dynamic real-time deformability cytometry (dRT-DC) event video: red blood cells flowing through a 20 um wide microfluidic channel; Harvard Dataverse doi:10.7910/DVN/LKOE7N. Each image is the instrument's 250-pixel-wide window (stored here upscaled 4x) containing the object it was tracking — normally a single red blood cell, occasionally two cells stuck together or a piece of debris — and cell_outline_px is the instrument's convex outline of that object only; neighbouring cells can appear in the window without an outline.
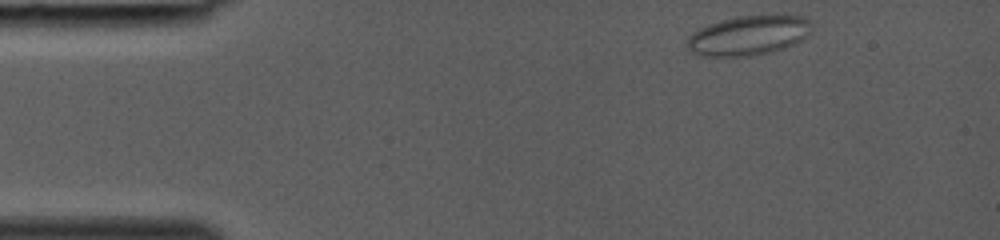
{"species": "common noctule bat (a hibernating species)", "species_latin": "Nyctalus noctula", "temperature_condition": "room temperature", "stored_images_in_passage": 35, "camera_frame_rate_fps": 3000, "um_per_image_px": 0.085, "animal": {"sex": "female", "body_mass_g": 19.0, "forearm_length_mm": 53.3}, "frame": {"image": 1, "passage_image": 1, "time_ms": 0.0, "image_size_px": [1000, 240], "cell_outline_px": [[808, 36], [784, 48], [772, 52], [752, 56], [704, 56], [692, 52], [688, 48], [688, 36], [692, 32], [708, 24], [720, 20], [736, 16], [804, 16], [808, 20]], "centroid_in_image_um": [63.57, 3.02], "position_along_channel_um": 21.4, "area_um2": 28.38}}
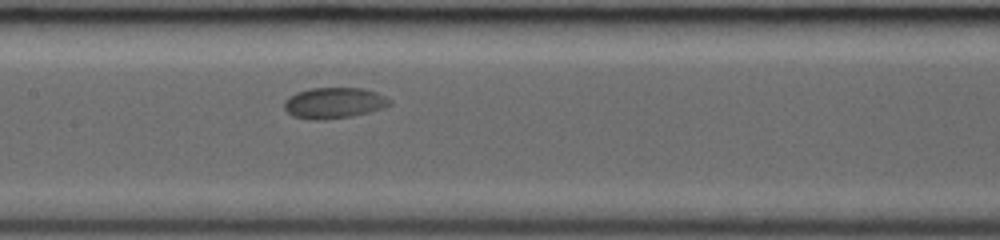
{"frame": {"image": 2, "passage_image": 16, "time_ms": 5.0, "image_size_px": [1000, 240], "cell_outline_px": [[392, 104], [384, 108], [352, 116], [324, 120], [316, 120], [292, 116], [284, 108], [284, 100], [288, 96], [296, 92], [312, 88], [364, 88], [376, 92], [392, 100]], "centroid_in_image_um": [28.39, 8.75], "position_along_channel_um": 179.0, "area_um2": 19.13}}
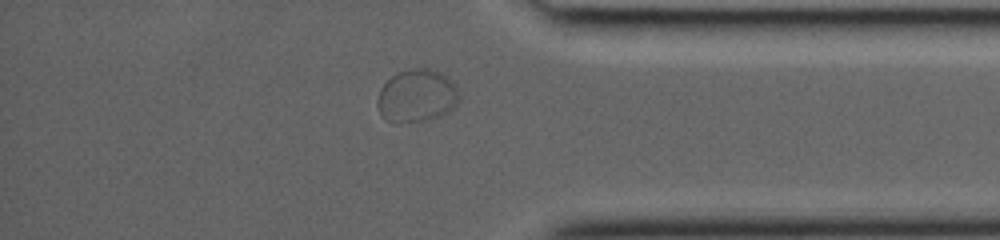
{"frame": {"image": 3, "passage_image": 30, "time_ms": 9.667, "image_size_px": [1000, 240], "cell_outline_px": [[460, 100], [448, 112], [440, 116], [428, 120], [400, 124], [392, 124], [384, 120], [376, 104], [376, 100], [380, 88], [396, 72], [416, 68], [436, 68], [448, 76], [456, 84], [460, 96]], "centroid_in_image_um": [35.43, 8.16], "position_along_channel_um": 399.8, "area_um2": 26.01}}